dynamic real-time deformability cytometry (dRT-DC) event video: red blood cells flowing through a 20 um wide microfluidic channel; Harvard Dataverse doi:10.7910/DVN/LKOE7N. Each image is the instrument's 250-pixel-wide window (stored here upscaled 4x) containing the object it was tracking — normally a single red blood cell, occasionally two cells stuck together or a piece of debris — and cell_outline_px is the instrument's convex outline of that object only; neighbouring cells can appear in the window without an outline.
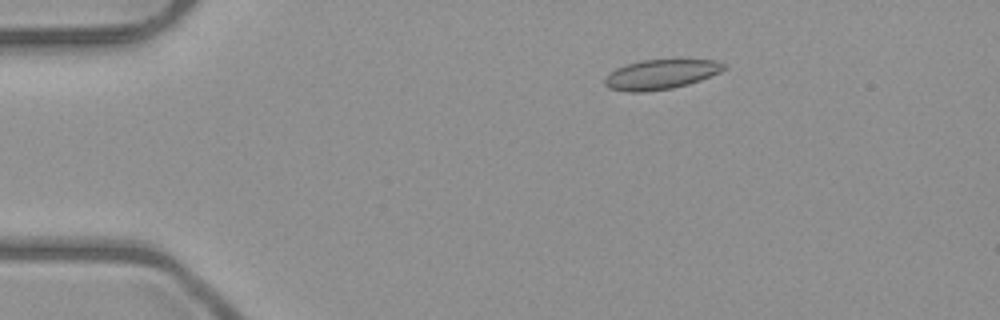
{"species": "common noctule bat (a hibernating species)", "species_latin": "Nyctalus noctula", "temperature_condition": "room temperature", "stored_images_in_passage": 2, "camera_frame_rate_fps": 3000, "um_per_image_px": 0.085, "animal": {"sex": "male", "body_mass_g": 23.1, "forearm_length_mm": 52.7}, "frame": {"image": 1, "passage_image": 1, "time_ms": 0.0, "image_size_px": [1000, 320], "cell_outline_px": [[728, 68], [720, 72], [700, 80], [688, 84], [672, 88], [644, 92], [628, 92], [608, 88], [604, 84], [604, 80], [616, 68], [640, 60], [712, 60], [728, 64]], "centroid_in_image_um": [56.19, 6.33], "position_along_channel_um": 28.8, "area_um2": 20.52}}